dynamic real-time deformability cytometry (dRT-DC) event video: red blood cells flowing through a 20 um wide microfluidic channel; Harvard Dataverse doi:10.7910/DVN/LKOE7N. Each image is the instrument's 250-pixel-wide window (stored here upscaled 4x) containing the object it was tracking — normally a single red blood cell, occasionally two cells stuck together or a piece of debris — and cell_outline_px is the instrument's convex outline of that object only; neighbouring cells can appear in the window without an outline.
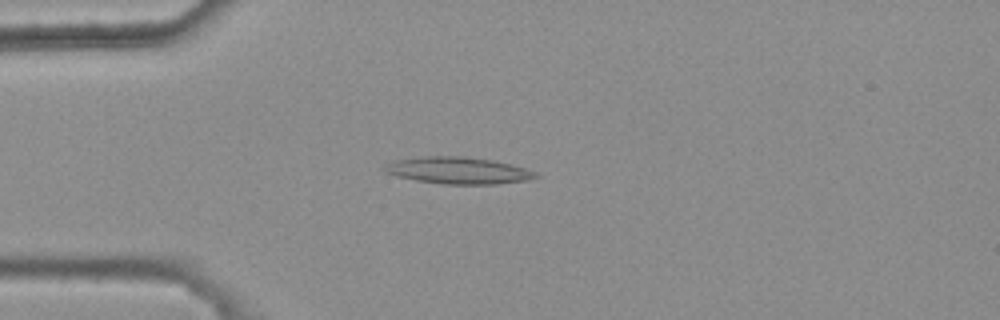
{"species": "common noctule bat (a hibernating species)", "species_latin": "Nyctalus noctula", "temperature_condition": "warm", "stored_images_in_passage": 3, "camera_frame_rate_fps": 3000, "um_per_image_px": 0.085, "animal": {"sex": "female", "body_mass_g": 25.1}, "frame": {"image": 1, "passage_image": 3, "time_ms": 0.667, "image_size_px": [1000, 320], "cell_outline_px": [[540, 176], [528, 180], [496, 184], [444, 184], [416, 180], [396, 176], [384, 172], [380, 168], [384, 164], [396, 160], [424, 156], [464, 156], [492, 160], [524, 168], [536, 172]], "centroid_in_image_um": [38.89, 14.49], "position_along_channel_um": 46.1, "area_um2": 23.64}}